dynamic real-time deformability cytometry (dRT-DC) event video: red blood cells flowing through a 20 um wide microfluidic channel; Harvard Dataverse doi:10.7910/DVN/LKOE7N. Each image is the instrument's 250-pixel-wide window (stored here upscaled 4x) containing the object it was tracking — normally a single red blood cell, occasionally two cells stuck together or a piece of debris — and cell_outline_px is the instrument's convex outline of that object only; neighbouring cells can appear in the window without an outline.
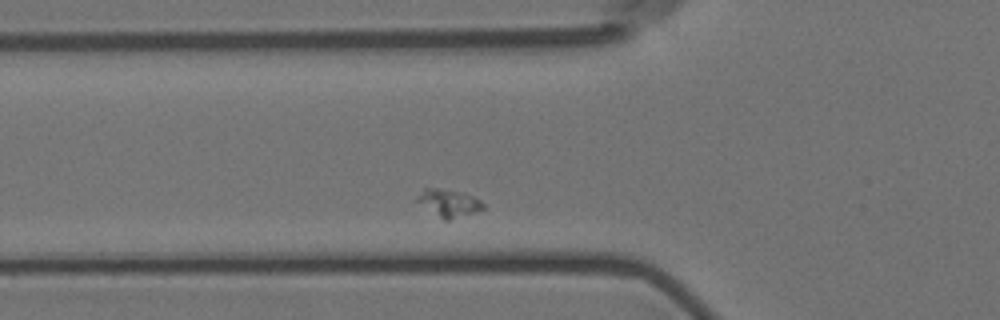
{"species": "Egyptian fruit bat (a non-hibernating species)", "species_latin": "Rousettus aegyptiacus", "temperature_condition": "room temperature", "stored_images_in_passage": 32, "camera_frame_rate_fps": 3000, "um_per_image_px": 0.085, "animal": {"sex": "female"}, "frame": {"image": 1, "passage_image": 5, "time_ms": 1.333, "image_size_px": [1000, 320], "cell_outline_px": [[484, 208], [448, 220], [444, 220], [416, 200], [416, 196], [424, 188], [436, 188], [460, 192], [472, 196], [480, 200], [484, 204]], "centroid_in_image_um": [38.13, 17.23], "position_along_channel_um": 87.7, "area_um2": 10.06}}
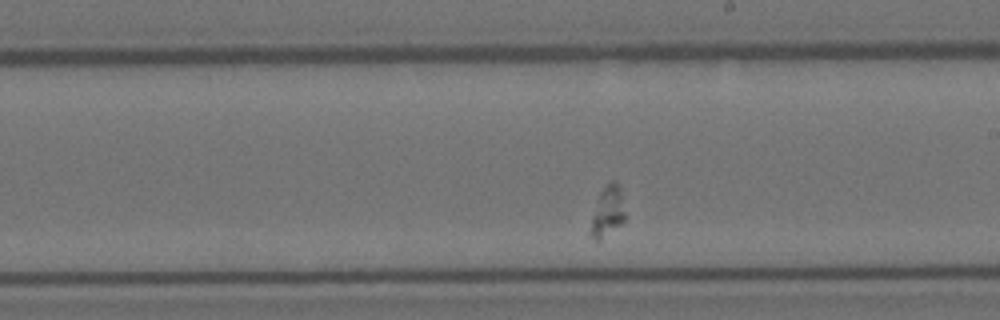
{"frame": {"image": 2, "passage_image": 19, "time_ms": 6.0, "image_size_px": [1000, 320], "cell_outline_px": [[624, 220], [620, 224], [596, 244], [588, 236], [588, 232], [596, 200], [600, 192], [612, 180], [616, 180], [620, 188], [624, 212]], "centroid_in_image_um": [51.57, 18.05], "position_along_channel_um": 237.4, "area_um2": 10.29}}
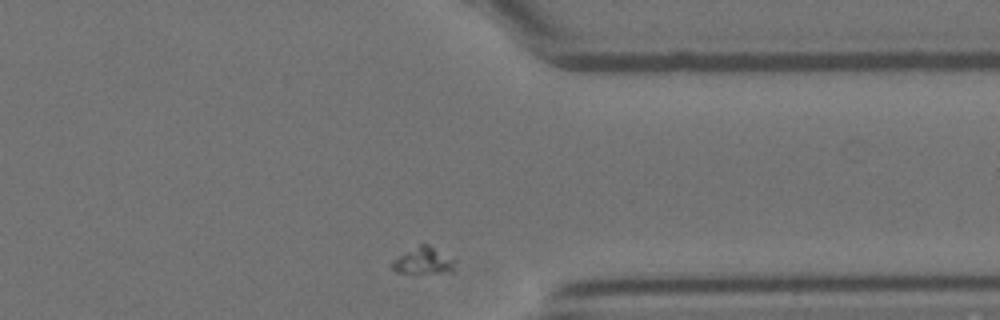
{"frame": {"image": 3, "passage_image": 32, "time_ms": 10.333, "image_size_px": [1000, 320], "cell_outline_px": [[456, 260], [452, 272], [396, 272], [388, 264], [392, 260], [420, 244], [428, 244], [456, 256]], "centroid_in_image_um": [36.06, 22.14], "position_along_channel_um": 375.3, "area_um2": 10.0}}